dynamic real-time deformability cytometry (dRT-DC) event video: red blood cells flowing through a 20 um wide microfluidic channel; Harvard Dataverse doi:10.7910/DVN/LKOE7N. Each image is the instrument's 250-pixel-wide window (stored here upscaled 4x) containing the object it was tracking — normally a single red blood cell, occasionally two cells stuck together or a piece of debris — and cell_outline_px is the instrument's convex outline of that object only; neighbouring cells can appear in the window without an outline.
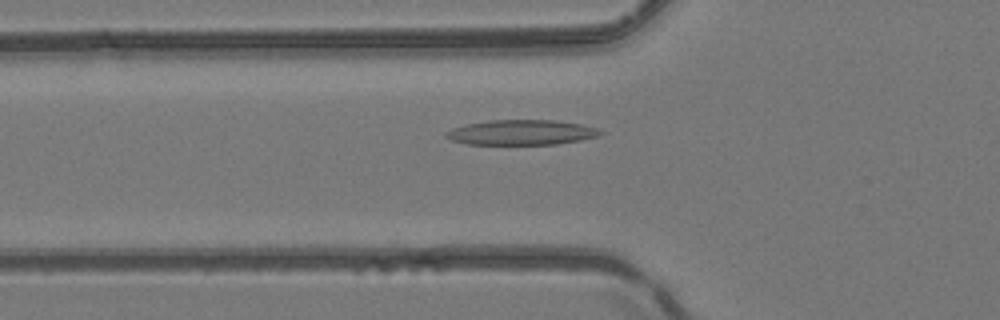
{"species": "common noctule bat (a hibernating species)", "species_latin": "Nyctalus noctula", "temperature_condition": "room temperature", "stored_images_in_passage": 50, "camera_frame_rate_fps": 3000, "um_per_image_px": 0.085, "animal": {"sex": "female", "body_mass_g": 24.6, "forearm_length_mm": 56.2}, "frame": {"image": 1, "passage_image": 18, "time_ms": 5.667, "image_size_px": [1000, 320], "cell_outline_px": [[604, 132], [596, 136], [580, 140], [556, 144], [468, 144], [452, 140], [444, 136], [444, 132], [452, 128], [468, 124], [488, 120], [556, 120], [580, 124], [596, 128]], "centroid_in_image_um": [44.29, 11.25], "position_along_channel_um": 81.5, "area_um2": 22.37}}
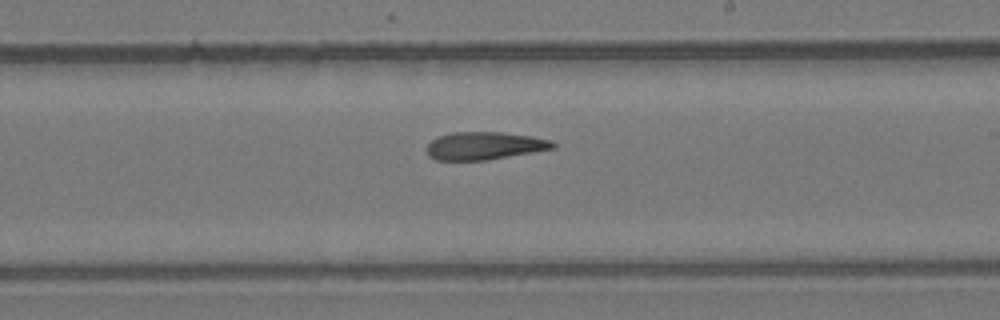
{"frame": {"image": 2, "passage_image": 30, "time_ms": 9.667, "image_size_px": [1000, 320], "cell_outline_px": [[556, 148], [488, 160], [436, 160], [428, 156], [428, 144], [432, 140], [440, 136], [452, 132], [500, 132], [532, 136], [552, 140], [556, 144]], "centroid_in_image_um": [41.22, 12.39], "position_along_channel_um": 247.8, "area_um2": 20.4}}
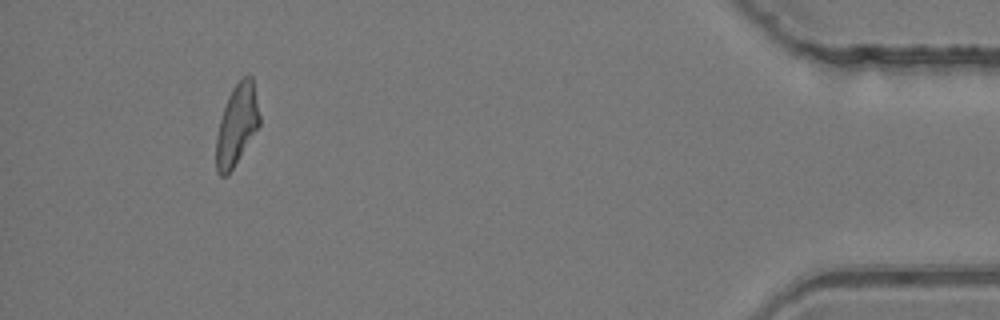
{"frame": {"image": 3, "passage_image": 47, "time_ms": 15.333, "image_size_px": [1000, 320], "cell_outline_px": [[260, 124], [228, 176], [220, 176], [216, 172], [216, 136], [220, 120], [228, 96], [232, 88], [248, 72], [252, 76], [260, 116]], "centroid_in_image_um": [20.12, 10.62], "position_along_channel_um": 415.1, "area_um2": 20.35}, "authors_computed_cell_mechanics": {"area_um2": 21.3282, "velocity_mm_per_s": 4.1307, "shape_relaxation_time_tau1_ms": null, "shape_relaxation_time_tau2_ms": 7.2981, "deformation_change_tau1": null, "deformation_change_tau2": 0.2052}}